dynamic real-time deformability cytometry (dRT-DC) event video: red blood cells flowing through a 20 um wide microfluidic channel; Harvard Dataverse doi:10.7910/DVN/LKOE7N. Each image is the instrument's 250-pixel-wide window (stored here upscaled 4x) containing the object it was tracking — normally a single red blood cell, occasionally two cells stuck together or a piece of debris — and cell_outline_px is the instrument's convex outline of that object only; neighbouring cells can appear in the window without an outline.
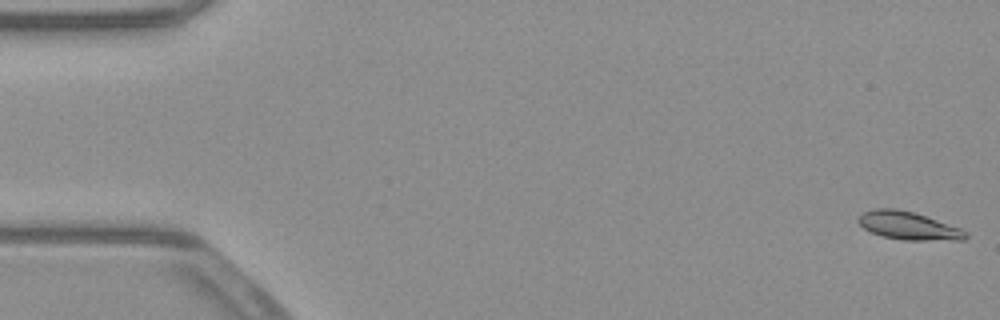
{"species": "common noctule bat (a hibernating species)", "species_latin": "Nyctalus noctula", "temperature_condition": "warm", "stored_images_in_passage": 53, "camera_frame_rate_fps": 3000, "um_per_image_px": 0.085, "animal": {"sex": "male", "body_mass_g": 23.1, "forearm_length_mm": 52.7}, "frame": {"image": 1, "passage_image": 1, "time_ms": 0.0, "image_size_px": [1000, 320], "cell_outline_px": [[968, 236], [964, 240], [904, 240], [884, 236], [872, 232], [864, 228], [856, 220], [864, 212], [876, 208], [896, 208], [912, 212], [960, 228], [968, 232]], "centroid_in_image_um": [77.22, 19.19], "position_along_channel_um": 7.8, "area_um2": 17.22}}
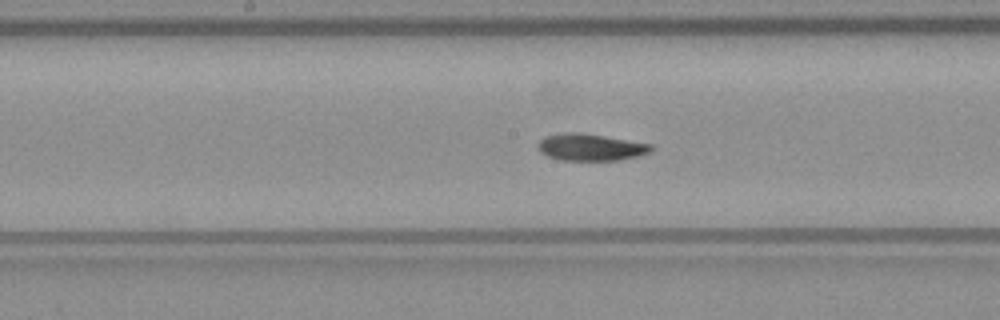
{"frame": {"image": 2, "passage_image": 27, "time_ms": 8.667, "image_size_px": [1000, 320], "cell_outline_px": [[652, 148], [648, 152], [636, 156], [620, 160], [560, 160], [548, 156], [540, 152], [536, 144], [544, 136], [560, 132], [580, 132], [652, 144]], "centroid_in_image_um": [50.12, 12.5], "position_along_channel_um": 198.1, "area_um2": 17.74}}
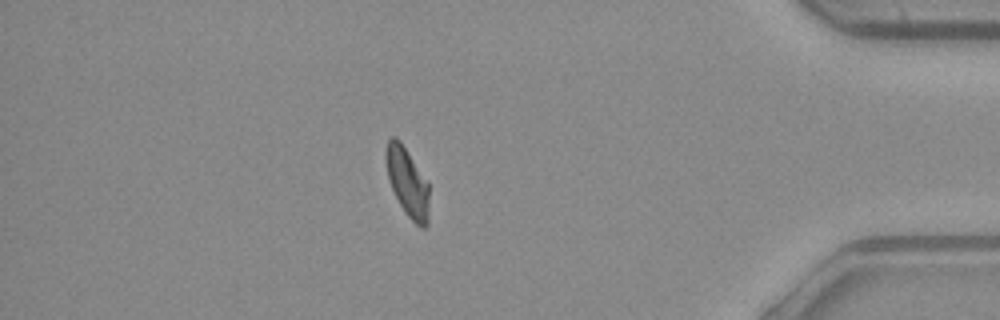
{"frame": {"image": 3, "passage_image": 46, "time_ms": 15.0, "image_size_px": [1000, 320], "cell_outline_px": [[428, 224], [424, 228], [420, 228], [404, 212], [388, 180], [384, 160], [384, 152], [388, 140], [392, 136], [396, 136], [400, 140], [428, 180]], "centroid_in_image_um": [34.61, 15.44], "position_along_channel_um": 400.6, "area_um2": 17.63}, "authors_computed_cell_mechanics": {"area_um2": 17.629, "velocity_mm_per_s": 3.8964, "shape_relaxation_time_tau1_ms": 5.386, "shape_relaxation_time_tau2_ms": 3.4252, "deformation_change_tau1": 0.1492, "deformation_change_tau2": 0.074}}